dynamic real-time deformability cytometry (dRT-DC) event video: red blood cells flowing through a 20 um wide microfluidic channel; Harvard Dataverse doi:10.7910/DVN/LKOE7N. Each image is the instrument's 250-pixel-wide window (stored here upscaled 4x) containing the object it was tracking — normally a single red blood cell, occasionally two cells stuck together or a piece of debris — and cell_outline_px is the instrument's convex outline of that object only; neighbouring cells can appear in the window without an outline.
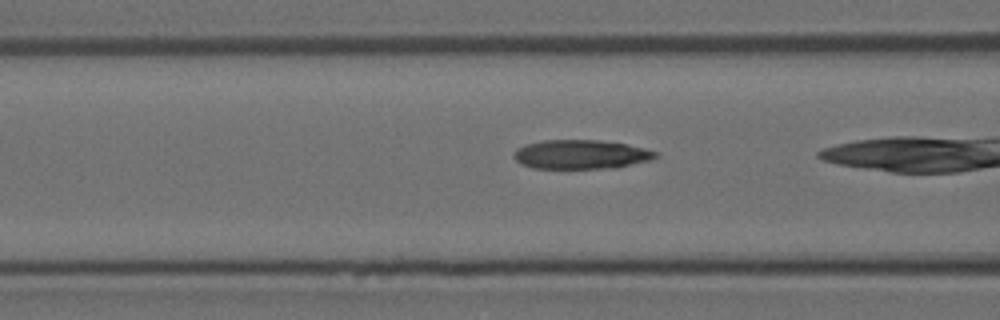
{"species": "Egyptian fruit bat (a non-hibernating species)", "species_latin": "Rousettus aegyptiacus", "temperature_condition": "room temperature", "stored_images_in_passage": 6, "camera_frame_rate_fps": 3000, "um_per_image_px": 0.085, "animal": {"sex": "female"}, "frame": {"image": 1, "passage_image": 5, "time_ms": 1.333, "image_size_px": [1000, 320], "cell_outline_px": [[660, 156], [652, 160], [616, 168], [532, 168], [520, 164], [512, 156], [512, 152], [516, 148], [524, 144], [544, 140], [600, 140], [628, 144], [660, 152]], "centroid_in_image_um": [49.4, 13.12], "position_along_channel_um": 117.2, "area_um2": 24.51}}